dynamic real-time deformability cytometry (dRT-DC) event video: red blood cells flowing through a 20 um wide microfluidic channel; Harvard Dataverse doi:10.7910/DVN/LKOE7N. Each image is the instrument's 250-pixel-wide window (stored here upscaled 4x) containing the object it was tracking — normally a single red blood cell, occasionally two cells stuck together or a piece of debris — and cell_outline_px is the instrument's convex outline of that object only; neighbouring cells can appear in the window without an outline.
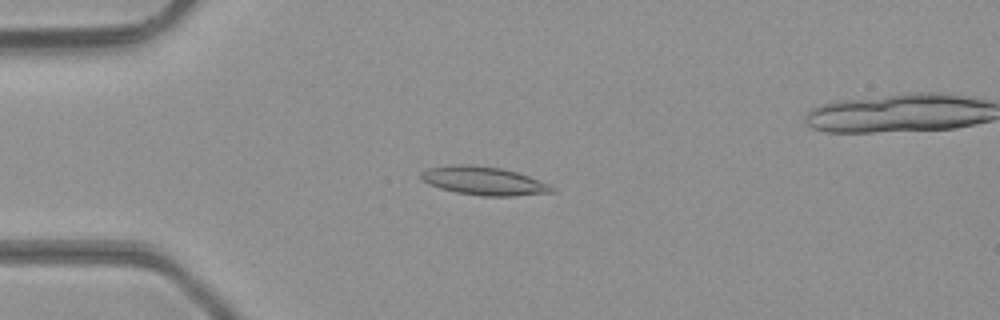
{"species": "common noctule bat (a hibernating species)", "species_latin": "Nyctalus noctula", "temperature_condition": "room temperature", "stored_images_in_passage": 4, "camera_frame_rate_fps": 3000, "um_per_image_px": 0.085, "animal": {"sex": "male", "body_mass_g": 23.1, "forearm_length_mm": 52.7}, "frame": {"image": 1, "passage_image": 3, "time_ms": 0.667, "image_size_px": [1000, 320], "cell_outline_px": [[556, 192], [512, 196], [480, 196], [456, 192], [440, 188], [428, 184], [420, 176], [420, 172], [428, 168], [452, 164], [468, 164], [500, 168], [516, 172], [528, 176], [548, 184], [556, 188]], "centroid_in_image_um": [41.11, 15.37], "position_along_channel_um": 43.9, "area_um2": 21.68}}